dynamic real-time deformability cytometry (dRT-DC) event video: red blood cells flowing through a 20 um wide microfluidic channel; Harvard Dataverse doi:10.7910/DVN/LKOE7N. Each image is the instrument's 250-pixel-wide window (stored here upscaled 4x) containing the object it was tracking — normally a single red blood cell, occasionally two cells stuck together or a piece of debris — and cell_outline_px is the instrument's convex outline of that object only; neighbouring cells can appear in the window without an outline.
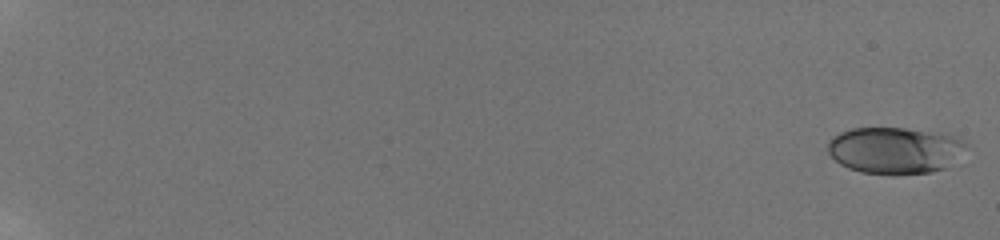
{"species": "human", "species_latin": "Homo sapiens", "temperature_condition": "room temperature", "stored_images_in_passage": 50, "camera_frame_rate_fps": 3000, "um_per_image_px": 0.085, "donor": {"sex": "male"}, "frame": {"image": 1, "passage_image": 1, "time_ms": 0.0, "image_size_px": [1000, 240], "cell_outline_px": [[964, 144], [944, 168], [932, 172], [860, 172], [848, 168], [840, 164], [828, 152], [828, 140], [832, 136], [840, 132], [852, 128], [904, 128], [956, 136]], "centroid_in_image_um": [75.91, 12.74], "position_along_channel_um": 9.1, "area_um2": 36.01}}
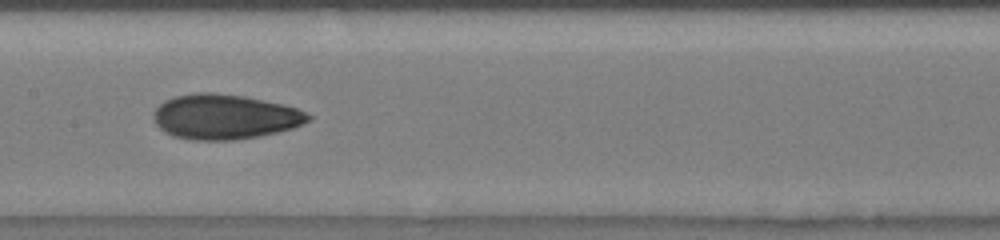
{"frame": {"image": 2, "passage_image": 29, "time_ms": 11.0, "image_size_px": [1000, 240], "cell_outline_px": [[312, 120], [304, 124], [292, 128], [260, 136], [232, 140], [192, 140], [172, 136], [164, 132], [156, 124], [152, 116], [152, 112], [164, 100], [176, 96], [196, 92], [212, 92], [244, 96], [264, 100], [296, 108], [308, 112], [312, 116]], "centroid_in_image_um": [19.09, 9.93], "position_along_channel_um": 188.3, "area_um2": 40.75}}
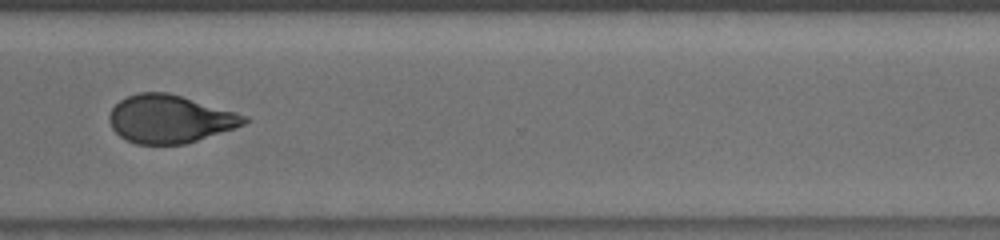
{"frame": {"image": 3, "passage_image": 40, "time_ms": 15.333, "image_size_px": [1000, 240], "cell_outline_px": [[252, 120], [244, 124], [184, 144], [136, 144], [124, 140], [112, 128], [108, 120], [108, 116], [112, 108], [120, 100], [128, 96], [140, 92], [168, 92], [236, 112], [248, 116]], "centroid_in_image_um": [14.41, 10.11], "position_along_channel_um": 356.2, "area_um2": 37.51}, "authors_computed_cell_mechanics": {"area_um2": 37.6856, "velocity_mm_per_s": 3.888, "shape_relaxation_time_tau1_ms": 4.6457, "shape_relaxation_time_tau2_ms": 2.0336, "deformation_change_tau1": 0.1585, "deformation_change_tau2": 0.0767}}